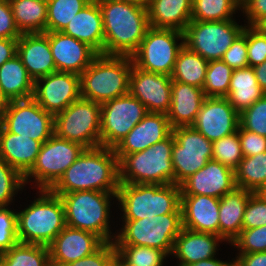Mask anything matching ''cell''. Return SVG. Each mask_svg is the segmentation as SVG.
I'll return each mask as SVG.
<instances>
[{"label": "cell", "instance_id": "obj_1", "mask_svg": "<svg viewBox=\"0 0 266 266\" xmlns=\"http://www.w3.org/2000/svg\"><path fill=\"white\" fill-rule=\"evenodd\" d=\"M119 160L114 149L96 147L85 149L50 189L54 194L76 191L117 193Z\"/></svg>", "mask_w": 266, "mask_h": 266}, {"label": "cell", "instance_id": "obj_2", "mask_svg": "<svg viewBox=\"0 0 266 266\" xmlns=\"http://www.w3.org/2000/svg\"><path fill=\"white\" fill-rule=\"evenodd\" d=\"M103 20L104 55L131 57L147 29L148 10L118 0H97Z\"/></svg>", "mask_w": 266, "mask_h": 266}, {"label": "cell", "instance_id": "obj_3", "mask_svg": "<svg viewBox=\"0 0 266 266\" xmlns=\"http://www.w3.org/2000/svg\"><path fill=\"white\" fill-rule=\"evenodd\" d=\"M39 194L25 209L17 211V237L21 243L48 247L65 228V208L59 195L49 189Z\"/></svg>", "mask_w": 266, "mask_h": 266}, {"label": "cell", "instance_id": "obj_4", "mask_svg": "<svg viewBox=\"0 0 266 266\" xmlns=\"http://www.w3.org/2000/svg\"><path fill=\"white\" fill-rule=\"evenodd\" d=\"M116 201L122 220L152 218L168 213H181V190L176 184L120 183Z\"/></svg>", "mask_w": 266, "mask_h": 266}, {"label": "cell", "instance_id": "obj_5", "mask_svg": "<svg viewBox=\"0 0 266 266\" xmlns=\"http://www.w3.org/2000/svg\"><path fill=\"white\" fill-rule=\"evenodd\" d=\"M133 60L129 56L98 54L81 73V97L97 103L129 93Z\"/></svg>", "mask_w": 266, "mask_h": 266}, {"label": "cell", "instance_id": "obj_6", "mask_svg": "<svg viewBox=\"0 0 266 266\" xmlns=\"http://www.w3.org/2000/svg\"><path fill=\"white\" fill-rule=\"evenodd\" d=\"M117 193L103 191H76L59 195L65 208L66 225L92 232L104 242H114L110 230L111 201Z\"/></svg>", "mask_w": 266, "mask_h": 266}, {"label": "cell", "instance_id": "obj_7", "mask_svg": "<svg viewBox=\"0 0 266 266\" xmlns=\"http://www.w3.org/2000/svg\"><path fill=\"white\" fill-rule=\"evenodd\" d=\"M174 135L144 151L125 155L119 161V181L130 184H174L172 147Z\"/></svg>", "mask_w": 266, "mask_h": 266}, {"label": "cell", "instance_id": "obj_8", "mask_svg": "<svg viewBox=\"0 0 266 266\" xmlns=\"http://www.w3.org/2000/svg\"><path fill=\"white\" fill-rule=\"evenodd\" d=\"M122 222V228L115 231V245L156 248L168 257L172 254L175 238L183 228L182 213H168Z\"/></svg>", "mask_w": 266, "mask_h": 266}, {"label": "cell", "instance_id": "obj_9", "mask_svg": "<svg viewBox=\"0 0 266 266\" xmlns=\"http://www.w3.org/2000/svg\"><path fill=\"white\" fill-rule=\"evenodd\" d=\"M101 104L80 97L54 115V134L86 149L101 146Z\"/></svg>", "mask_w": 266, "mask_h": 266}, {"label": "cell", "instance_id": "obj_10", "mask_svg": "<svg viewBox=\"0 0 266 266\" xmlns=\"http://www.w3.org/2000/svg\"><path fill=\"white\" fill-rule=\"evenodd\" d=\"M85 149L53 134L42 144L35 164L24 176L25 185L34 182L36 189L50 190Z\"/></svg>", "mask_w": 266, "mask_h": 266}, {"label": "cell", "instance_id": "obj_11", "mask_svg": "<svg viewBox=\"0 0 266 266\" xmlns=\"http://www.w3.org/2000/svg\"><path fill=\"white\" fill-rule=\"evenodd\" d=\"M183 46L182 31L149 27L131 58L133 64L144 71L171 76L178 52Z\"/></svg>", "mask_w": 266, "mask_h": 266}, {"label": "cell", "instance_id": "obj_12", "mask_svg": "<svg viewBox=\"0 0 266 266\" xmlns=\"http://www.w3.org/2000/svg\"><path fill=\"white\" fill-rule=\"evenodd\" d=\"M244 25L235 19L226 21L191 20L185 30L184 45L209 61L222 59L225 51L243 32Z\"/></svg>", "mask_w": 266, "mask_h": 266}, {"label": "cell", "instance_id": "obj_13", "mask_svg": "<svg viewBox=\"0 0 266 266\" xmlns=\"http://www.w3.org/2000/svg\"><path fill=\"white\" fill-rule=\"evenodd\" d=\"M172 134L174 135L171 156L174 184L180 185L204 167L209 160H212L213 142L205 138L193 126L173 128Z\"/></svg>", "mask_w": 266, "mask_h": 266}, {"label": "cell", "instance_id": "obj_14", "mask_svg": "<svg viewBox=\"0 0 266 266\" xmlns=\"http://www.w3.org/2000/svg\"><path fill=\"white\" fill-rule=\"evenodd\" d=\"M145 106L130 93L101 104V146L114 149L147 114Z\"/></svg>", "mask_w": 266, "mask_h": 266}, {"label": "cell", "instance_id": "obj_15", "mask_svg": "<svg viewBox=\"0 0 266 266\" xmlns=\"http://www.w3.org/2000/svg\"><path fill=\"white\" fill-rule=\"evenodd\" d=\"M1 126L10 133L44 143L54 134V115L33 98L9 101Z\"/></svg>", "mask_w": 266, "mask_h": 266}, {"label": "cell", "instance_id": "obj_16", "mask_svg": "<svg viewBox=\"0 0 266 266\" xmlns=\"http://www.w3.org/2000/svg\"><path fill=\"white\" fill-rule=\"evenodd\" d=\"M81 97L80 76L55 71L34 81L32 98L53 115L64 111Z\"/></svg>", "mask_w": 266, "mask_h": 266}, {"label": "cell", "instance_id": "obj_17", "mask_svg": "<svg viewBox=\"0 0 266 266\" xmlns=\"http://www.w3.org/2000/svg\"><path fill=\"white\" fill-rule=\"evenodd\" d=\"M129 93L145 106L147 112L167 114L172 99L171 76L144 71L133 64Z\"/></svg>", "mask_w": 266, "mask_h": 266}, {"label": "cell", "instance_id": "obj_18", "mask_svg": "<svg viewBox=\"0 0 266 266\" xmlns=\"http://www.w3.org/2000/svg\"><path fill=\"white\" fill-rule=\"evenodd\" d=\"M240 114L226 97H206L192 125L214 142L238 130Z\"/></svg>", "mask_w": 266, "mask_h": 266}, {"label": "cell", "instance_id": "obj_19", "mask_svg": "<svg viewBox=\"0 0 266 266\" xmlns=\"http://www.w3.org/2000/svg\"><path fill=\"white\" fill-rule=\"evenodd\" d=\"M104 243L92 232L66 225L48 246L51 266H64L89 256Z\"/></svg>", "mask_w": 266, "mask_h": 266}, {"label": "cell", "instance_id": "obj_20", "mask_svg": "<svg viewBox=\"0 0 266 266\" xmlns=\"http://www.w3.org/2000/svg\"><path fill=\"white\" fill-rule=\"evenodd\" d=\"M236 187L235 171L213 159L180 184L181 195H206L219 199Z\"/></svg>", "mask_w": 266, "mask_h": 266}, {"label": "cell", "instance_id": "obj_21", "mask_svg": "<svg viewBox=\"0 0 266 266\" xmlns=\"http://www.w3.org/2000/svg\"><path fill=\"white\" fill-rule=\"evenodd\" d=\"M171 133L167 114L148 112L114 148L115 155L120 161L125 155L146 150Z\"/></svg>", "mask_w": 266, "mask_h": 266}, {"label": "cell", "instance_id": "obj_22", "mask_svg": "<svg viewBox=\"0 0 266 266\" xmlns=\"http://www.w3.org/2000/svg\"><path fill=\"white\" fill-rule=\"evenodd\" d=\"M45 33L49 37L56 71L74 73L80 76L98 55L88 44L63 32Z\"/></svg>", "mask_w": 266, "mask_h": 266}, {"label": "cell", "instance_id": "obj_23", "mask_svg": "<svg viewBox=\"0 0 266 266\" xmlns=\"http://www.w3.org/2000/svg\"><path fill=\"white\" fill-rule=\"evenodd\" d=\"M220 199L206 195H181L183 227L219 236Z\"/></svg>", "mask_w": 266, "mask_h": 266}, {"label": "cell", "instance_id": "obj_24", "mask_svg": "<svg viewBox=\"0 0 266 266\" xmlns=\"http://www.w3.org/2000/svg\"><path fill=\"white\" fill-rule=\"evenodd\" d=\"M17 55L34 81L56 71L49 37L45 32L21 34Z\"/></svg>", "mask_w": 266, "mask_h": 266}, {"label": "cell", "instance_id": "obj_25", "mask_svg": "<svg viewBox=\"0 0 266 266\" xmlns=\"http://www.w3.org/2000/svg\"><path fill=\"white\" fill-rule=\"evenodd\" d=\"M219 242H225L220 236L212 233L196 232L182 228L175 238L171 254L179 261L178 266H186L216 256Z\"/></svg>", "mask_w": 266, "mask_h": 266}, {"label": "cell", "instance_id": "obj_26", "mask_svg": "<svg viewBox=\"0 0 266 266\" xmlns=\"http://www.w3.org/2000/svg\"><path fill=\"white\" fill-rule=\"evenodd\" d=\"M62 32L104 54L103 20L98 1L92 0L80 10Z\"/></svg>", "mask_w": 266, "mask_h": 266}, {"label": "cell", "instance_id": "obj_27", "mask_svg": "<svg viewBox=\"0 0 266 266\" xmlns=\"http://www.w3.org/2000/svg\"><path fill=\"white\" fill-rule=\"evenodd\" d=\"M172 99L167 113L171 128L192 126L206 98L202 88L172 81Z\"/></svg>", "mask_w": 266, "mask_h": 266}, {"label": "cell", "instance_id": "obj_28", "mask_svg": "<svg viewBox=\"0 0 266 266\" xmlns=\"http://www.w3.org/2000/svg\"><path fill=\"white\" fill-rule=\"evenodd\" d=\"M42 142L7 132L0 128V159L16 169L23 177L31 170Z\"/></svg>", "mask_w": 266, "mask_h": 266}, {"label": "cell", "instance_id": "obj_29", "mask_svg": "<svg viewBox=\"0 0 266 266\" xmlns=\"http://www.w3.org/2000/svg\"><path fill=\"white\" fill-rule=\"evenodd\" d=\"M252 193L236 187L220 198L219 236L229 245L242 230L245 208Z\"/></svg>", "mask_w": 266, "mask_h": 266}, {"label": "cell", "instance_id": "obj_30", "mask_svg": "<svg viewBox=\"0 0 266 266\" xmlns=\"http://www.w3.org/2000/svg\"><path fill=\"white\" fill-rule=\"evenodd\" d=\"M193 0H150L149 26L184 31L191 21Z\"/></svg>", "mask_w": 266, "mask_h": 266}, {"label": "cell", "instance_id": "obj_31", "mask_svg": "<svg viewBox=\"0 0 266 266\" xmlns=\"http://www.w3.org/2000/svg\"><path fill=\"white\" fill-rule=\"evenodd\" d=\"M33 89L34 80L17 54L0 66V90L8 101L30 99Z\"/></svg>", "mask_w": 266, "mask_h": 266}, {"label": "cell", "instance_id": "obj_32", "mask_svg": "<svg viewBox=\"0 0 266 266\" xmlns=\"http://www.w3.org/2000/svg\"><path fill=\"white\" fill-rule=\"evenodd\" d=\"M265 94L257 83L253 67L233 70L226 98L239 114Z\"/></svg>", "mask_w": 266, "mask_h": 266}, {"label": "cell", "instance_id": "obj_33", "mask_svg": "<svg viewBox=\"0 0 266 266\" xmlns=\"http://www.w3.org/2000/svg\"><path fill=\"white\" fill-rule=\"evenodd\" d=\"M17 29L24 33L46 32L47 1L8 0Z\"/></svg>", "mask_w": 266, "mask_h": 266}, {"label": "cell", "instance_id": "obj_34", "mask_svg": "<svg viewBox=\"0 0 266 266\" xmlns=\"http://www.w3.org/2000/svg\"><path fill=\"white\" fill-rule=\"evenodd\" d=\"M207 66L208 61L206 59L184 45L178 52L171 79L203 88Z\"/></svg>", "mask_w": 266, "mask_h": 266}, {"label": "cell", "instance_id": "obj_35", "mask_svg": "<svg viewBox=\"0 0 266 266\" xmlns=\"http://www.w3.org/2000/svg\"><path fill=\"white\" fill-rule=\"evenodd\" d=\"M0 266H51L49 248L18 242L0 254Z\"/></svg>", "mask_w": 266, "mask_h": 266}, {"label": "cell", "instance_id": "obj_36", "mask_svg": "<svg viewBox=\"0 0 266 266\" xmlns=\"http://www.w3.org/2000/svg\"><path fill=\"white\" fill-rule=\"evenodd\" d=\"M236 186L253 193L266 183V152L244 157L235 170Z\"/></svg>", "mask_w": 266, "mask_h": 266}, {"label": "cell", "instance_id": "obj_37", "mask_svg": "<svg viewBox=\"0 0 266 266\" xmlns=\"http://www.w3.org/2000/svg\"><path fill=\"white\" fill-rule=\"evenodd\" d=\"M240 10L241 6L236 0H193L191 20H232L235 19L234 14Z\"/></svg>", "mask_w": 266, "mask_h": 266}, {"label": "cell", "instance_id": "obj_38", "mask_svg": "<svg viewBox=\"0 0 266 266\" xmlns=\"http://www.w3.org/2000/svg\"><path fill=\"white\" fill-rule=\"evenodd\" d=\"M92 0H47L46 32H62Z\"/></svg>", "mask_w": 266, "mask_h": 266}, {"label": "cell", "instance_id": "obj_39", "mask_svg": "<svg viewBox=\"0 0 266 266\" xmlns=\"http://www.w3.org/2000/svg\"><path fill=\"white\" fill-rule=\"evenodd\" d=\"M233 69L222 59L209 61L203 91L206 97H226Z\"/></svg>", "mask_w": 266, "mask_h": 266}, {"label": "cell", "instance_id": "obj_40", "mask_svg": "<svg viewBox=\"0 0 266 266\" xmlns=\"http://www.w3.org/2000/svg\"><path fill=\"white\" fill-rule=\"evenodd\" d=\"M212 159L220 162L233 171L244 158L238 130L213 142Z\"/></svg>", "mask_w": 266, "mask_h": 266}, {"label": "cell", "instance_id": "obj_41", "mask_svg": "<svg viewBox=\"0 0 266 266\" xmlns=\"http://www.w3.org/2000/svg\"><path fill=\"white\" fill-rule=\"evenodd\" d=\"M117 252L134 266H163L168 257L163 251L147 246L115 245Z\"/></svg>", "mask_w": 266, "mask_h": 266}, {"label": "cell", "instance_id": "obj_42", "mask_svg": "<svg viewBox=\"0 0 266 266\" xmlns=\"http://www.w3.org/2000/svg\"><path fill=\"white\" fill-rule=\"evenodd\" d=\"M24 177L0 159V207H8L19 191L24 190Z\"/></svg>", "mask_w": 266, "mask_h": 266}, {"label": "cell", "instance_id": "obj_43", "mask_svg": "<svg viewBox=\"0 0 266 266\" xmlns=\"http://www.w3.org/2000/svg\"><path fill=\"white\" fill-rule=\"evenodd\" d=\"M231 246L237 248V254H249L266 251V225L242 229L232 241Z\"/></svg>", "mask_w": 266, "mask_h": 266}, {"label": "cell", "instance_id": "obj_44", "mask_svg": "<svg viewBox=\"0 0 266 266\" xmlns=\"http://www.w3.org/2000/svg\"><path fill=\"white\" fill-rule=\"evenodd\" d=\"M240 126L266 137V94L240 113Z\"/></svg>", "mask_w": 266, "mask_h": 266}, {"label": "cell", "instance_id": "obj_45", "mask_svg": "<svg viewBox=\"0 0 266 266\" xmlns=\"http://www.w3.org/2000/svg\"><path fill=\"white\" fill-rule=\"evenodd\" d=\"M19 242L17 237V211L0 207V254L14 247Z\"/></svg>", "mask_w": 266, "mask_h": 266}, {"label": "cell", "instance_id": "obj_46", "mask_svg": "<svg viewBox=\"0 0 266 266\" xmlns=\"http://www.w3.org/2000/svg\"><path fill=\"white\" fill-rule=\"evenodd\" d=\"M247 56L249 67L266 61V34L256 26L247 25Z\"/></svg>", "mask_w": 266, "mask_h": 266}, {"label": "cell", "instance_id": "obj_47", "mask_svg": "<svg viewBox=\"0 0 266 266\" xmlns=\"http://www.w3.org/2000/svg\"><path fill=\"white\" fill-rule=\"evenodd\" d=\"M266 225V201L257 193L248 199L242 229H252Z\"/></svg>", "mask_w": 266, "mask_h": 266}, {"label": "cell", "instance_id": "obj_48", "mask_svg": "<svg viewBox=\"0 0 266 266\" xmlns=\"http://www.w3.org/2000/svg\"><path fill=\"white\" fill-rule=\"evenodd\" d=\"M222 60L233 70L246 68L248 64L247 56V25L243 32L234 40L233 44L225 51Z\"/></svg>", "mask_w": 266, "mask_h": 266}, {"label": "cell", "instance_id": "obj_49", "mask_svg": "<svg viewBox=\"0 0 266 266\" xmlns=\"http://www.w3.org/2000/svg\"><path fill=\"white\" fill-rule=\"evenodd\" d=\"M116 251L114 242H105L93 254L64 266H112Z\"/></svg>", "mask_w": 266, "mask_h": 266}, {"label": "cell", "instance_id": "obj_50", "mask_svg": "<svg viewBox=\"0 0 266 266\" xmlns=\"http://www.w3.org/2000/svg\"><path fill=\"white\" fill-rule=\"evenodd\" d=\"M238 135L244 157L255 156L259 153L266 152L265 136L244 130L240 125L238 126Z\"/></svg>", "mask_w": 266, "mask_h": 266}, {"label": "cell", "instance_id": "obj_51", "mask_svg": "<svg viewBox=\"0 0 266 266\" xmlns=\"http://www.w3.org/2000/svg\"><path fill=\"white\" fill-rule=\"evenodd\" d=\"M20 36L9 1L0 0V38L18 39Z\"/></svg>", "mask_w": 266, "mask_h": 266}, {"label": "cell", "instance_id": "obj_52", "mask_svg": "<svg viewBox=\"0 0 266 266\" xmlns=\"http://www.w3.org/2000/svg\"><path fill=\"white\" fill-rule=\"evenodd\" d=\"M241 12L248 26H257L266 18V0H245L241 4Z\"/></svg>", "mask_w": 266, "mask_h": 266}, {"label": "cell", "instance_id": "obj_53", "mask_svg": "<svg viewBox=\"0 0 266 266\" xmlns=\"http://www.w3.org/2000/svg\"><path fill=\"white\" fill-rule=\"evenodd\" d=\"M239 266H266V251L249 253V254H236L233 258Z\"/></svg>", "mask_w": 266, "mask_h": 266}, {"label": "cell", "instance_id": "obj_54", "mask_svg": "<svg viewBox=\"0 0 266 266\" xmlns=\"http://www.w3.org/2000/svg\"><path fill=\"white\" fill-rule=\"evenodd\" d=\"M18 39L0 38V66L17 54Z\"/></svg>", "mask_w": 266, "mask_h": 266}, {"label": "cell", "instance_id": "obj_55", "mask_svg": "<svg viewBox=\"0 0 266 266\" xmlns=\"http://www.w3.org/2000/svg\"><path fill=\"white\" fill-rule=\"evenodd\" d=\"M257 83L261 89L266 93V61L253 67Z\"/></svg>", "mask_w": 266, "mask_h": 266}, {"label": "cell", "instance_id": "obj_56", "mask_svg": "<svg viewBox=\"0 0 266 266\" xmlns=\"http://www.w3.org/2000/svg\"><path fill=\"white\" fill-rule=\"evenodd\" d=\"M230 262L229 261H222L219 260L216 257H213L211 259H205V260H201L198 261L197 263H193L190 265H186V266H227Z\"/></svg>", "mask_w": 266, "mask_h": 266}, {"label": "cell", "instance_id": "obj_57", "mask_svg": "<svg viewBox=\"0 0 266 266\" xmlns=\"http://www.w3.org/2000/svg\"><path fill=\"white\" fill-rule=\"evenodd\" d=\"M112 266H134L127 262L117 251L113 257Z\"/></svg>", "mask_w": 266, "mask_h": 266}, {"label": "cell", "instance_id": "obj_58", "mask_svg": "<svg viewBox=\"0 0 266 266\" xmlns=\"http://www.w3.org/2000/svg\"><path fill=\"white\" fill-rule=\"evenodd\" d=\"M9 101L7 98L2 94L0 90V120H2L3 115L5 114L7 110Z\"/></svg>", "mask_w": 266, "mask_h": 266}, {"label": "cell", "instance_id": "obj_59", "mask_svg": "<svg viewBox=\"0 0 266 266\" xmlns=\"http://www.w3.org/2000/svg\"><path fill=\"white\" fill-rule=\"evenodd\" d=\"M118 1H123L125 3H130L145 8L148 7L150 2V0H118Z\"/></svg>", "mask_w": 266, "mask_h": 266}, {"label": "cell", "instance_id": "obj_60", "mask_svg": "<svg viewBox=\"0 0 266 266\" xmlns=\"http://www.w3.org/2000/svg\"><path fill=\"white\" fill-rule=\"evenodd\" d=\"M256 27L266 34V18L262 20Z\"/></svg>", "mask_w": 266, "mask_h": 266}, {"label": "cell", "instance_id": "obj_61", "mask_svg": "<svg viewBox=\"0 0 266 266\" xmlns=\"http://www.w3.org/2000/svg\"><path fill=\"white\" fill-rule=\"evenodd\" d=\"M257 194H259L265 201H266V183L265 185L256 192Z\"/></svg>", "mask_w": 266, "mask_h": 266}, {"label": "cell", "instance_id": "obj_62", "mask_svg": "<svg viewBox=\"0 0 266 266\" xmlns=\"http://www.w3.org/2000/svg\"><path fill=\"white\" fill-rule=\"evenodd\" d=\"M230 263L227 266H239L238 263L232 258V260H229Z\"/></svg>", "mask_w": 266, "mask_h": 266}, {"label": "cell", "instance_id": "obj_63", "mask_svg": "<svg viewBox=\"0 0 266 266\" xmlns=\"http://www.w3.org/2000/svg\"><path fill=\"white\" fill-rule=\"evenodd\" d=\"M239 4H240V6H241V4L245 1V0H236Z\"/></svg>", "mask_w": 266, "mask_h": 266}]
</instances>
